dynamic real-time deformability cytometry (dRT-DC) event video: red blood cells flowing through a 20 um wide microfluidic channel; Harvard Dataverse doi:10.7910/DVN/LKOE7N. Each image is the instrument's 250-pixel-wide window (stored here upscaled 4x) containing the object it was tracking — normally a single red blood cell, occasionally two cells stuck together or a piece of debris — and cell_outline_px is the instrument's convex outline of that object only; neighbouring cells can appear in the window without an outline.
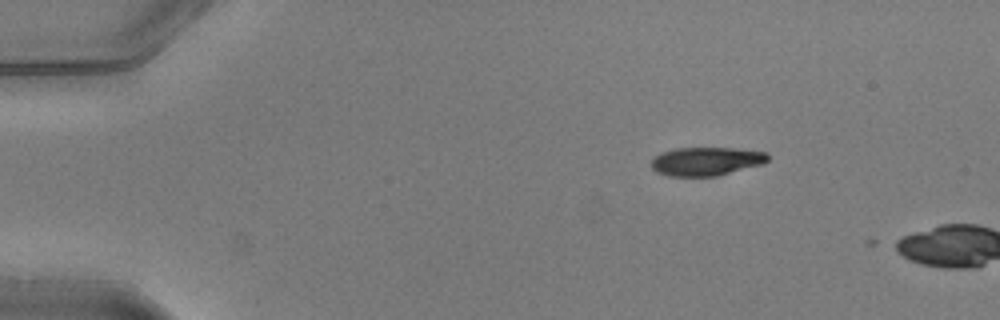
{"species": "common noctule bat (a hibernating species)", "species_latin": "Nyctalus noctula", "temperature_condition": "warm", "stored_images_in_passage": 2, "camera_frame_rate_fps": 3000, "um_per_image_px": 0.085, "animal": {"sex": "male", "body_mass_g": 20.5, "forearm_length_mm": 52.5}, "frame": {"image": 1, "passage_image": 1, "time_ms": 0.0, "image_size_px": [1000, 320], "cell_outline_px": [[768, 160], [764, 164], [716, 176], [668, 176], [656, 172], [652, 168], [652, 160], [656, 156], [664, 152], [676, 148], [732, 148], [768, 152]], "centroid_in_image_um": [60.06, 13.71], "position_along_channel_um": 24.9, "area_um2": 19.31}}